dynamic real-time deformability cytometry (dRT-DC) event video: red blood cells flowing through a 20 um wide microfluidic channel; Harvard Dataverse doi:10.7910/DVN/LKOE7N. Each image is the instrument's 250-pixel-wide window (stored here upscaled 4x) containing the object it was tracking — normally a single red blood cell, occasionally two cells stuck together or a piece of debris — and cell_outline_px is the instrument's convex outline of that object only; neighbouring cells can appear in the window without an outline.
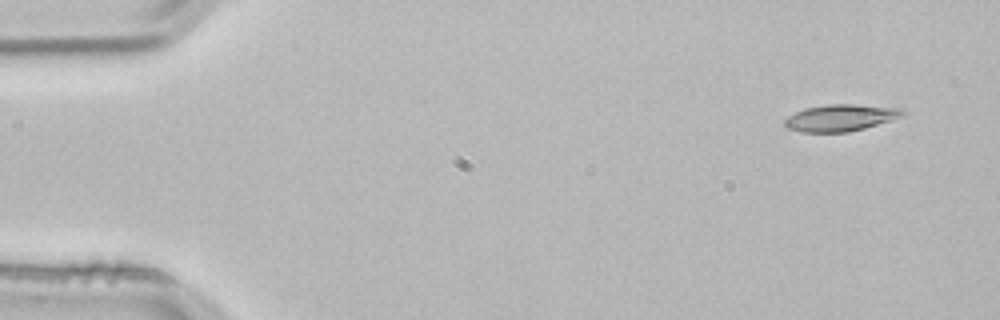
{"species": "common noctule bat (a hibernating species)", "species_latin": "Nyctalus noctula", "temperature_condition": "room temperature", "stored_images_in_passage": 3, "camera_frame_rate_fps": 3000, "um_per_image_px": 0.085, "animal": {"sex": "male", "body_mass_g": 21.5, "forearm_length_mm": 52.0}, "frame": {"image": 1, "passage_image": 1, "time_ms": 0.0, "image_size_px": [1000, 320], "cell_outline_px": [[904, 116], [892, 120], [864, 128], [848, 132], [800, 132], [788, 128], [784, 124], [784, 120], [788, 116], [804, 108], [828, 104], [852, 104], [904, 108]], "centroid_in_image_um": [71.46, 10.0], "position_along_channel_um": 13.5, "area_um2": 18.44}}
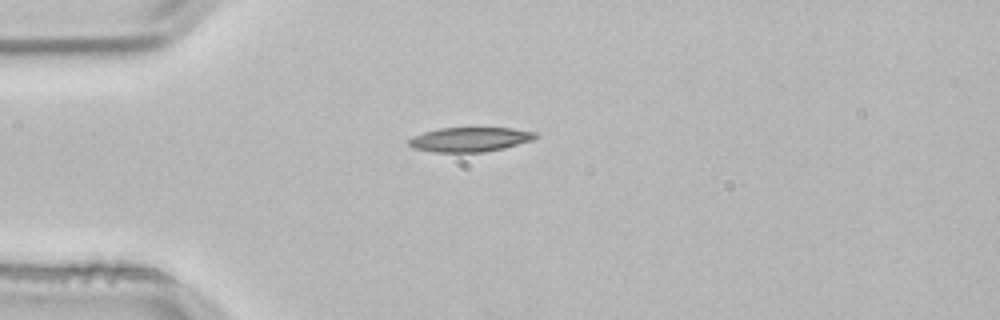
{"frame": {"image": 2, "passage_image": 3, "time_ms": 0.667, "image_size_px": [1000, 320], "cell_outline_px": [[540, 136], [532, 140], [504, 148], [484, 152], [432, 152], [412, 148], [408, 144], [408, 140], [412, 136], [424, 132], [440, 128], [512, 128], [540, 132]], "centroid_in_image_um": [39.97, 11.85], "position_along_channel_um": 45.0, "area_um2": 18.26}}